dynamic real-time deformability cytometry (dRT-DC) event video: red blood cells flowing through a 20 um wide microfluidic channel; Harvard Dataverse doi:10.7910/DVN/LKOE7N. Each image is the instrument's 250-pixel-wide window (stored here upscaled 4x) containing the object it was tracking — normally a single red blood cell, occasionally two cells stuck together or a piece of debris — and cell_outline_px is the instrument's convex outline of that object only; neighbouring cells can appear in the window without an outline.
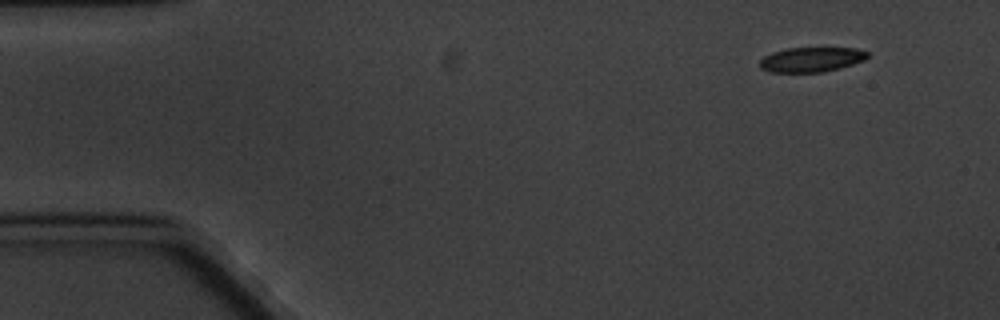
{"species": "common noctule bat (a hibernating species)", "species_latin": "Nyctalus noctula", "temperature_condition": "cold", "stored_images_in_passage": 10, "camera_frame_rate_fps": 3000, "um_per_image_px": 0.085, "animal": {"sex": "male", "body_mass_g": 20.1, "forearm_length_mm": 53.5}, "frame": {"image": 1, "passage_image": 1, "time_ms": 0.0, "image_size_px": [1000, 320], "cell_outline_px": [[868, 56], [864, 60], [840, 68], [824, 72], [768, 72], [760, 68], [760, 60], [764, 56], [772, 52], [788, 48], [856, 48], [868, 52]], "centroid_in_image_um": [68.95, 5.06], "position_along_channel_um": 16.1, "area_um2": 15.55}}
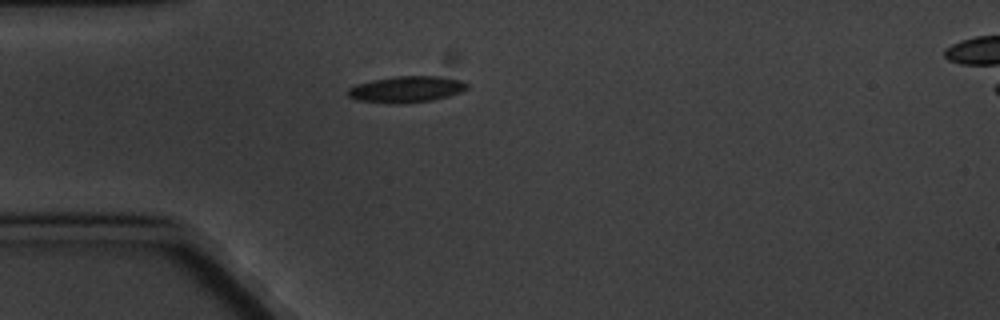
{"frame": {"image": 2, "passage_image": 4, "time_ms": 3.667, "image_size_px": [1000, 320], "cell_outline_px": [[468, 88], [460, 92], [448, 96], [432, 100], [404, 104], [388, 104], [356, 100], [348, 96], [344, 92], [348, 88], [356, 84], [372, 80], [396, 76], [440, 76], [460, 80], [468, 84]], "centroid_in_image_um": [34.49, 7.6], "position_along_channel_um": 50.5, "area_um2": 18.55}}